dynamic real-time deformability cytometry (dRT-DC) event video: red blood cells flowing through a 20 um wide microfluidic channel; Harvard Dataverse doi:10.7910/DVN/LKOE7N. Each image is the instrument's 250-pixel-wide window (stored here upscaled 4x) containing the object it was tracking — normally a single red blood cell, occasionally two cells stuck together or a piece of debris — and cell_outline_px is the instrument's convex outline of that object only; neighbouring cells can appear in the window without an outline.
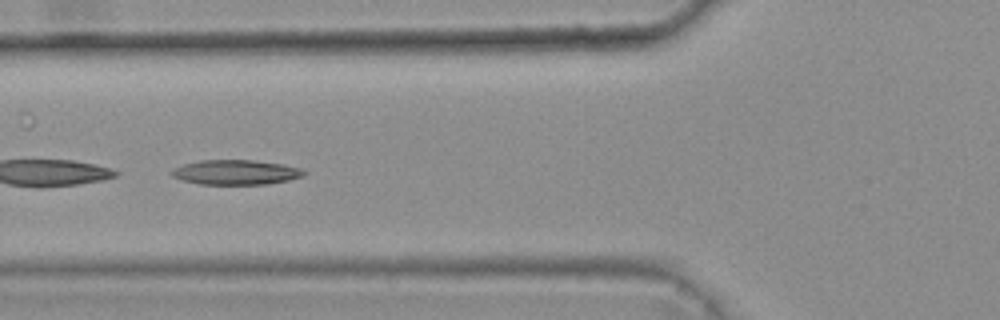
{"species": "common noctule bat (a hibernating species)", "species_latin": "Nyctalus noctula", "temperature_condition": "warm", "stored_images_in_passage": 7, "camera_frame_rate_fps": 3000, "um_per_image_px": 0.085, "animal": {"sex": "female", "body_mass_g": 25.1}, "frame": {"image": 1, "passage_image": 5, "time_ms": 1.333, "image_size_px": [1000, 320], "cell_outline_px": [[308, 172], [300, 176], [288, 180], [268, 184], [200, 184], [184, 180], [172, 176], [168, 172], [184, 164], [200, 160], [252, 160], [284, 164], [300, 168]], "centroid_in_image_um": [20.05, 14.64], "position_along_channel_um": 105.8, "area_um2": 18.96}}
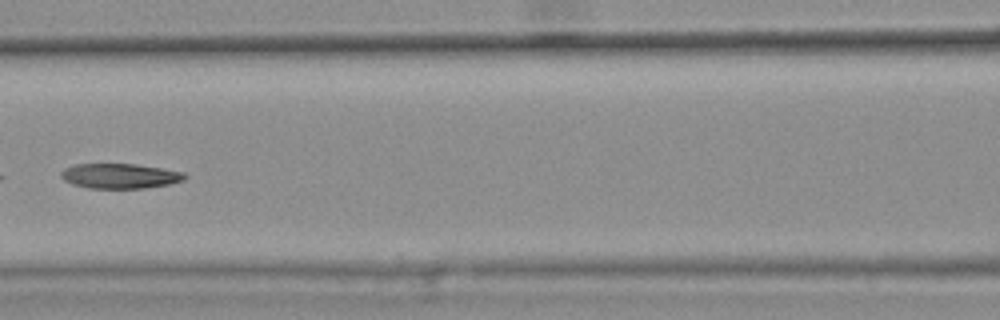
{"frame": {"image": 2, "passage_image": 6, "time_ms": 1.667, "image_size_px": [1000, 320], "cell_outline_px": [[188, 176], [184, 180], [168, 184], [144, 188], [88, 188], [72, 184], [64, 180], [60, 176], [60, 172], [64, 168], [76, 164], [136, 164], [184, 172]], "centroid_in_image_um": [10.17, 14.95], "position_along_channel_um": 156.4, "area_um2": 17.98}}